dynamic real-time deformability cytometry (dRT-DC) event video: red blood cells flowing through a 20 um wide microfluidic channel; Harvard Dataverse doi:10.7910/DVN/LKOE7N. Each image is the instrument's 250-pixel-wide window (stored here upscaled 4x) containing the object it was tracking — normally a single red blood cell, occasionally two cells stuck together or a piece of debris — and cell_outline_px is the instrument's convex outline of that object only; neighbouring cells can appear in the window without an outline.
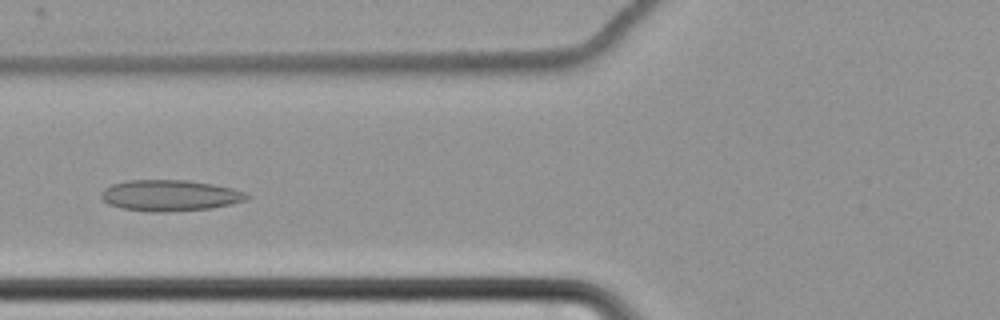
{"species": "common noctule bat (a hibernating species)", "species_latin": "Nyctalus noctula", "temperature_condition": "cold", "stored_images_in_passage": 63, "camera_frame_rate_fps": 3000, "um_per_image_px": 0.085, "animal": {"sex": "female", "body_mass_g": 22.7, "forearm_length_mm": 54.2}, "frame": {"image": 1, "passage_image": 26, "time_ms": 8.333, "image_size_px": [1000, 320], "cell_outline_px": [[252, 196], [248, 200], [232, 204], [212, 208], [164, 212], [148, 212], [120, 208], [108, 204], [100, 196], [100, 192], [104, 188], [112, 184], [128, 180], [184, 180], [212, 184], [232, 188], [244, 192]], "centroid_in_image_um": [14.44, 16.62], "position_along_channel_um": 111.4, "area_um2": 26.59}}
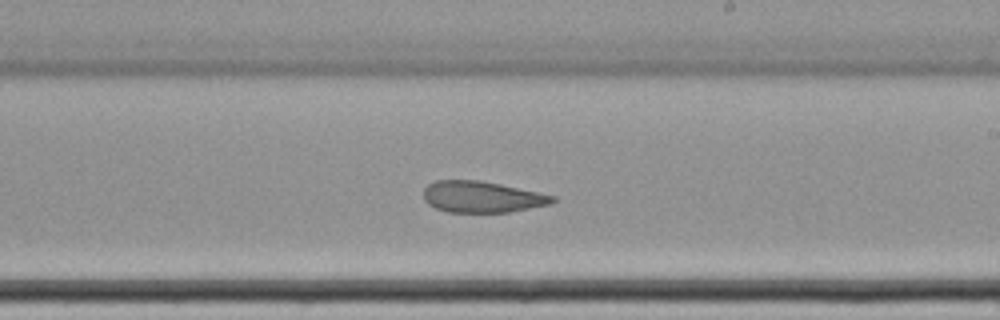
{"frame": {"image": 2, "passage_image": 38, "time_ms": 12.333, "image_size_px": [1000, 320], "cell_outline_px": [[556, 200], [552, 204], [508, 212], [448, 212], [436, 208], [428, 204], [424, 200], [424, 188], [428, 184], [436, 180], [480, 180], [500, 184], [556, 196]], "centroid_in_image_um": [40.96, 16.73], "position_along_channel_um": 248.0, "area_um2": 23.52}}
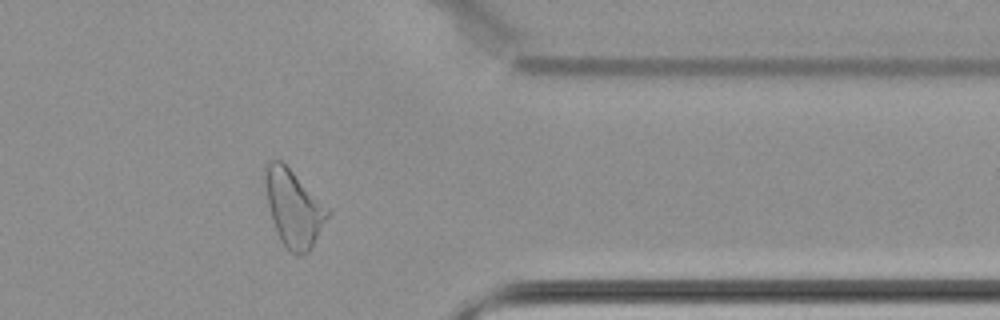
{"frame": {"image": 3, "passage_image": 51, "time_ms": 16.667, "image_size_px": [1000, 320], "cell_outline_px": [[332, 212], [312, 248], [308, 252], [296, 256], [284, 248], [280, 240], [272, 220], [268, 204], [264, 184], [264, 168], [272, 160], [280, 160]], "centroid_in_image_um": [24.96, 17.76], "position_along_channel_um": 386.4, "area_um2": 27.8}}